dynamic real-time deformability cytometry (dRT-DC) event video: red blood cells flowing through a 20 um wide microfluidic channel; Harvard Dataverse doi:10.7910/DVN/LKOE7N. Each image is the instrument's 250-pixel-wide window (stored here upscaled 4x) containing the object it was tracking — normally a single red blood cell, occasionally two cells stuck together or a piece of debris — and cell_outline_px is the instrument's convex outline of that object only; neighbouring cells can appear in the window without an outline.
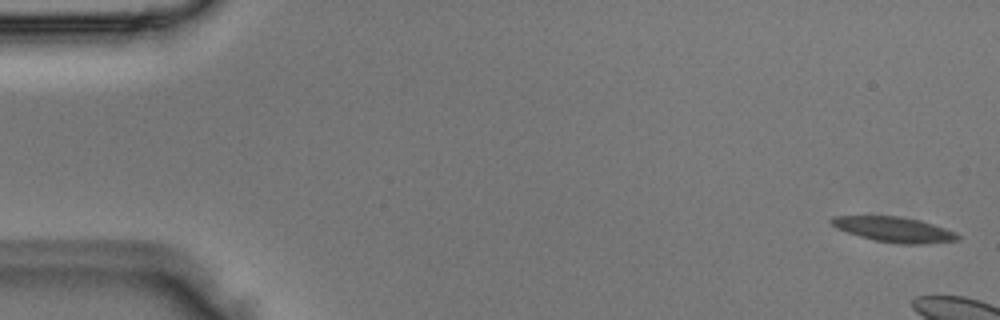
{"species": "Egyptian fruit bat (a non-hibernating species)", "species_latin": "Rousettus aegyptiacus", "temperature_condition": "room temperature", "stored_images_in_passage": 6, "camera_frame_rate_fps": 3000, "um_per_image_px": 0.085, "animal": {"sex": "male"}, "frame": {"image": 1, "passage_image": 1, "time_ms": 0.0, "image_size_px": [1000, 320], "cell_outline_px": [[960, 240], [924, 244], [900, 244], [876, 240], [860, 236], [836, 228], [828, 220], [832, 216], [900, 216], [920, 220], [956, 232], [960, 236]], "centroid_in_image_um": [76.02, 19.5], "position_along_channel_um": 9.0, "area_um2": 18.44}}